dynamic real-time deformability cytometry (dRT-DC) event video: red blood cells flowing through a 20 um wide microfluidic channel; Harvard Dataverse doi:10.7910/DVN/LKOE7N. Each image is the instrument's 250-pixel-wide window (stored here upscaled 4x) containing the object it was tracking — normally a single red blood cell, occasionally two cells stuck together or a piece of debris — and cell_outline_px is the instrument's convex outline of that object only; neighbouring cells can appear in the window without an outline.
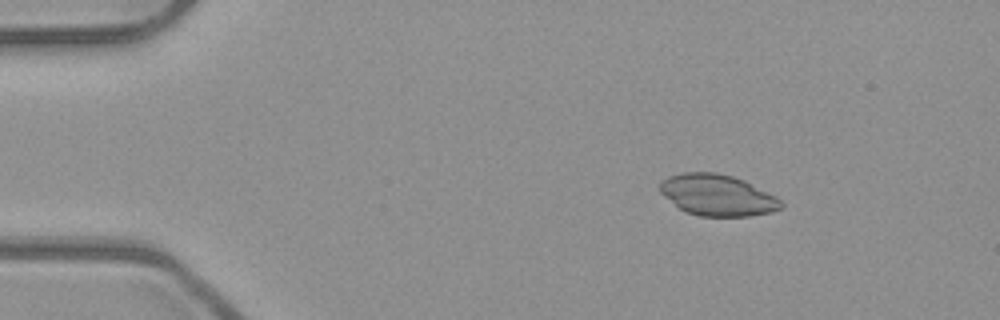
{"species": "common noctule bat (a hibernating species)", "species_latin": "Nyctalus noctula", "temperature_condition": "room temperature", "stored_images_in_passage": 6, "camera_frame_rate_fps": 3000, "um_per_image_px": 0.085, "animal": {"sex": "male", "body_mass_g": 23.1, "forearm_length_mm": 52.7}, "frame": {"image": 1, "passage_image": 3, "time_ms": 0.667, "image_size_px": [1000, 320], "cell_outline_px": [[784, 204], [780, 208], [772, 212], [748, 216], [700, 216], [684, 212], [664, 196], [660, 192], [660, 180], [668, 176], [680, 172], [716, 172], [732, 176], [744, 180], [776, 196]], "centroid_in_image_um": [60.95, 16.58], "position_along_channel_um": 24.0, "area_um2": 29.25}}